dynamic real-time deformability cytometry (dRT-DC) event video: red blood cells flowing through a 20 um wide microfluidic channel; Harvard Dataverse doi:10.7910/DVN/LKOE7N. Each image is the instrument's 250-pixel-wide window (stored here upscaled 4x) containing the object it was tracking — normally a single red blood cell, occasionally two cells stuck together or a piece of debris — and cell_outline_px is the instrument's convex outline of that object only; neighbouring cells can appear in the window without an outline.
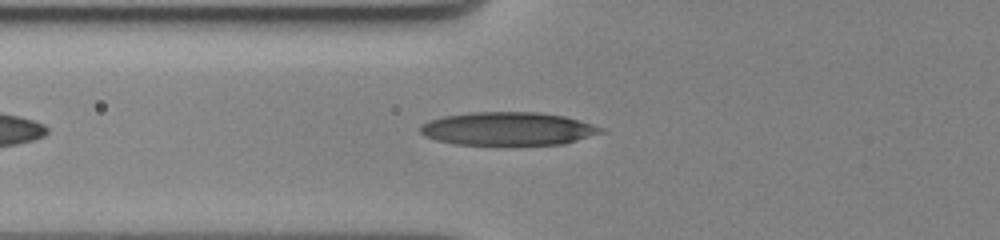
{"species": "human", "species_latin": "Homo sapiens", "temperature_condition": "cold", "stored_images_in_passage": 41, "camera_frame_rate_fps": 3000, "um_per_image_px": 0.085, "donor": {"sex": "female"}, "frame": {"image": 1, "passage_image": 6, "time_ms": 1.667, "image_size_px": [1000, 240], "cell_outline_px": [[608, 132], [564, 144], [456, 144], [436, 140], [424, 136], [420, 132], [420, 124], [428, 120], [444, 116], [472, 112], [540, 112], [564, 116], [592, 124], [604, 128]], "centroid_in_image_um": [43.2, 10.93], "position_along_channel_um": 82.6, "area_um2": 35.08}}
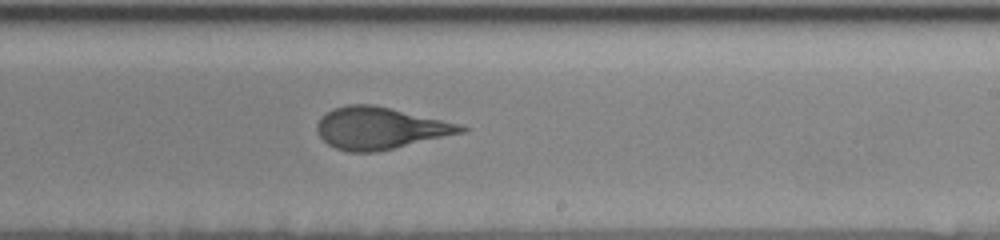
{"frame": {"image": 2, "passage_image": 21, "time_ms": 6.667, "image_size_px": [1000, 240], "cell_outline_px": [[468, 128], [464, 132], [376, 152], [348, 152], [336, 148], [328, 144], [320, 136], [316, 128], [316, 124], [332, 108], [348, 104], [372, 104], [460, 124]], "centroid_in_image_um": [32.28, 10.89], "position_along_channel_um": 256.7, "area_um2": 34.68}}
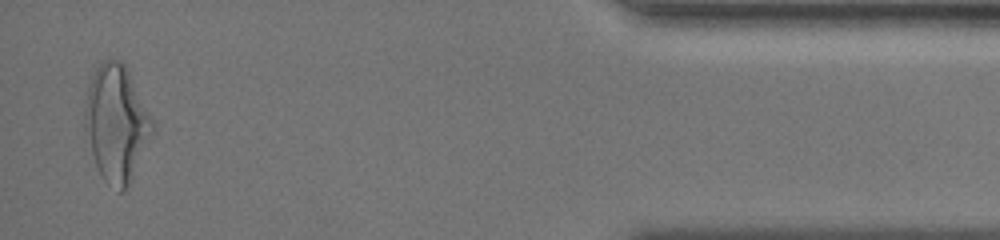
{"frame": {"image": 3, "passage_image": 40, "time_ms": 13.0, "image_size_px": [1000, 240], "cell_outline_px": [[156, 128], [128, 184], [120, 192], [104, 180], [100, 176], [84, 128], [84, 116], [88, 88], [92, 76], [96, 68], [108, 56], [120, 60], [128, 68]], "centroid_in_image_um": [9.9, 10.42], "position_along_channel_um": 425.3, "area_um2": 45.32}, "authors_computed_cell_mechanics": {"area_um2": 35.1424, "velocity_mm_per_s": 3.4714, "shape_relaxation_time_tau1_ms": 4.5077, "shape_relaxation_time_tau2_ms": 1.0792, "deformation_change_tau1": 0.1754, "deformation_change_tau2": 0.0871}}